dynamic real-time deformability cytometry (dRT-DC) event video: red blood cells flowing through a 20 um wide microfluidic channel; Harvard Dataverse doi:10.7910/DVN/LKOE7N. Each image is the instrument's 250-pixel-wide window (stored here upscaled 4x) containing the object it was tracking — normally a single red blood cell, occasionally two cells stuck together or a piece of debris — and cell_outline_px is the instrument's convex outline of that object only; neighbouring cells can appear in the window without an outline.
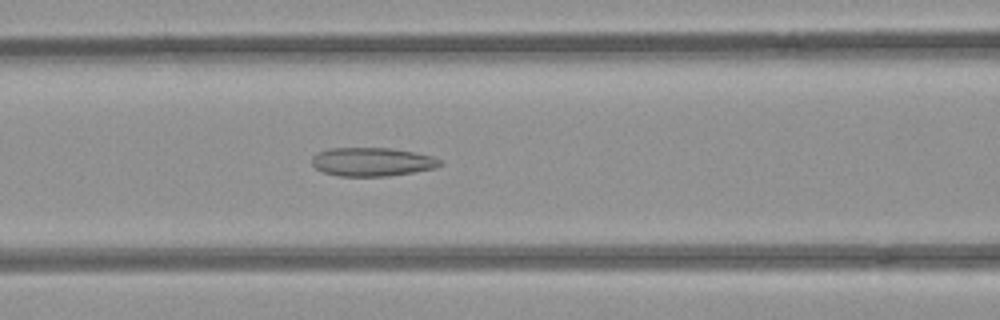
{"species": "common noctule bat (a hibernating species)", "species_latin": "Nyctalus noctula", "temperature_condition": "room temperature", "stored_images_in_passage": 43, "camera_frame_rate_fps": 3000, "um_per_image_px": 0.085, "animal": {"sex": "female", "body_mass_g": 21.9}, "frame": {"image": 1, "passage_image": 13, "time_ms": 4.0, "image_size_px": [1000, 320], "cell_outline_px": [[444, 164], [436, 168], [388, 176], [340, 176], [324, 172], [316, 168], [312, 164], [312, 156], [328, 148], [388, 148], [412, 152], [432, 156], [440, 160]], "centroid_in_image_um": [31.63, 13.76], "position_along_channel_um": 135.0, "area_um2": 21.21}}
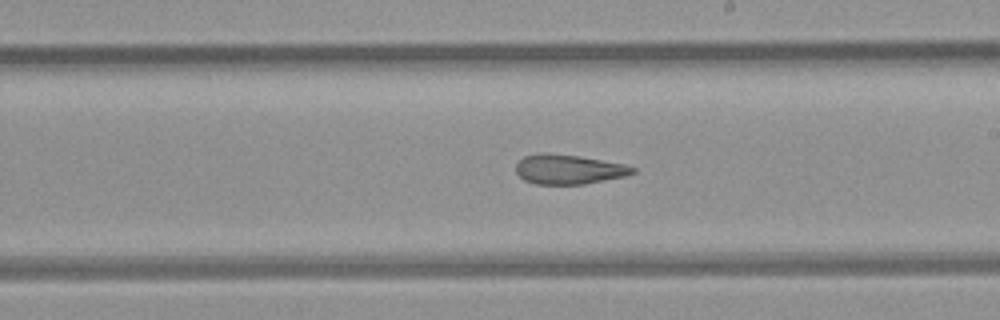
{"frame": {"image": 2, "passage_image": 21, "time_ms": 6.667, "image_size_px": [1000, 320], "cell_outline_px": [[636, 172], [624, 176], [584, 184], [536, 184], [524, 180], [516, 172], [516, 164], [524, 156], [544, 152], [580, 156], [624, 164], [636, 168]], "centroid_in_image_um": [48.32, 14.39], "position_along_channel_um": 240.7, "area_um2": 20.06}}
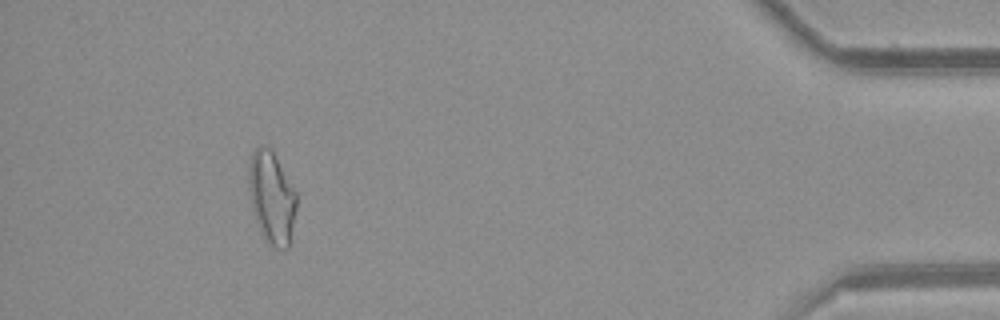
{"frame": {"image": 3, "passage_image": 39, "time_ms": 12.667, "image_size_px": [1000, 320], "cell_outline_px": [[296, 208], [288, 248], [276, 248], [264, 240], [256, 220], [252, 208], [248, 180], [248, 168], [252, 152], [256, 144], [268, 148], [272, 152], [296, 192]], "centroid_in_image_um": [23.07, 16.79], "position_along_channel_um": 412.1, "area_um2": 25.2}, "authors_computed_cell_mechanics": {"area_um2": 22.0796, "velocity_mm_per_s": 3.9636, "shape_relaxation_time_tau1_ms": null, "shape_relaxation_time_tau2_ms": 3.5344, "deformation_change_tau1": null, "deformation_change_tau2": 0.1291}}